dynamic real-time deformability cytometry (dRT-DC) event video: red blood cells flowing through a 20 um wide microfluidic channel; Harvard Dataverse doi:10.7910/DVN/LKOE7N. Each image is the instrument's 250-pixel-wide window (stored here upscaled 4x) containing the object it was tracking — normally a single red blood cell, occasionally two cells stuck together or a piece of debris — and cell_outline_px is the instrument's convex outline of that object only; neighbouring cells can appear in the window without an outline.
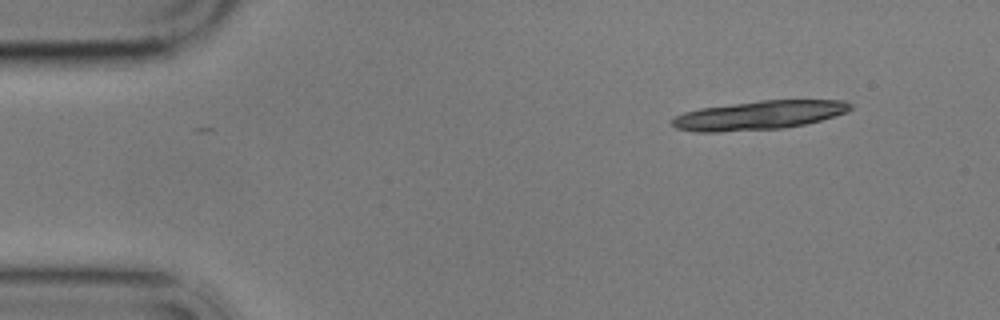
{"species": "common noctule bat (a hibernating species)", "species_latin": "Nyctalus noctula", "temperature_condition": "cold", "stored_images_in_passage": 3, "camera_frame_rate_fps": 3000, "um_per_image_px": 0.085, "animal": {"sex": "male", "body_mass_g": 17.9}, "frame": {"image": 1, "passage_image": 1, "time_ms": 0.0, "image_size_px": [1000, 320], "cell_outline_px": [[852, 108], [848, 112], [820, 120], [804, 124], [784, 128], [716, 132], [696, 132], [676, 128], [672, 124], [672, 120], [676, 116], [684, 112], [700, 108], [760, 100], [844, 100], [852, 104]], "centroid_in_image_um": [64.53, 9.79], "position_along_channel_um": 20.5, "area_um2": 29.94}}